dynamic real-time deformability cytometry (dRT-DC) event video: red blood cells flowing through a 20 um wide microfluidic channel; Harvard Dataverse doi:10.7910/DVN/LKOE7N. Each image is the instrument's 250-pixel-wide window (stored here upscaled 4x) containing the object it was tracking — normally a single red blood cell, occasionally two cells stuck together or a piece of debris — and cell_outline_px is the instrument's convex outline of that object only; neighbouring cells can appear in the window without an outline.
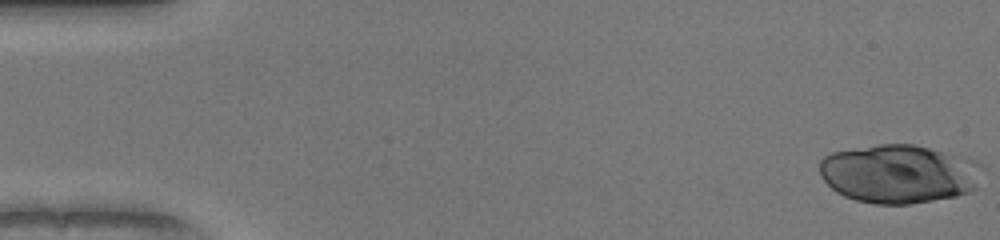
{"species": "human", "species_latin": "Homo sapiens", "temperature_condition": "warm", "stored_images_in_passage": 50, "camera_frame_rate_fps": 3000, "um_per_image_px": 0.085, "donor": {"sex": "female"}, "frame": {"image": 1, "passage_image": 1, "time_ms": 0.0, "image_size_px": [1000, 240], "cell_outline_px": [[976, 188], [968, 192], [956, 196], [908, 204], [876, 204], [856, 200], [844, 196], [836, 192], [820, 176], [820, 160], [824, 156], [832, 152], [880, 144], [912, 144], [928, 148], [956, 156]], "centroid_in_image_um": [76.07, 14.8], "position_along_channel_um": 8.9, "area_um2": 52.6}}
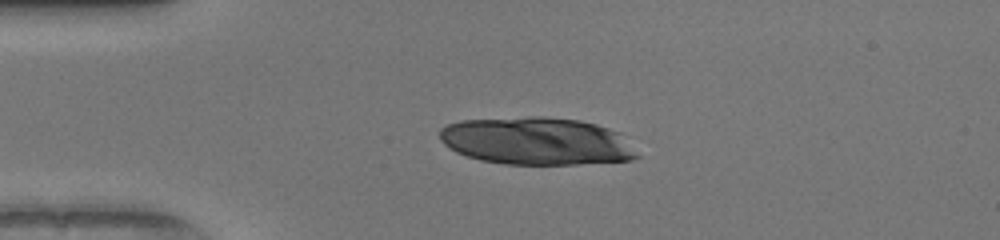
{"frame": {"image": 2, "passage_image": 12, "time_ms": 3.667, "image_size_px": [1000, 240], "cell_outline_px": [[640, 156], [632, 160], [576, 164], [504, 164], [480, 160], [456, 152], [444, 144], [440, 140], [440, 128], [448, 124], [460, 120], [528, 116], [544, 116], [580, 120], [596, 124], [620, 132]], "centroid_in_image_um": [45.61, 11.98], "position_along_channel_um": 39.4, "area_um2": 55.03}}